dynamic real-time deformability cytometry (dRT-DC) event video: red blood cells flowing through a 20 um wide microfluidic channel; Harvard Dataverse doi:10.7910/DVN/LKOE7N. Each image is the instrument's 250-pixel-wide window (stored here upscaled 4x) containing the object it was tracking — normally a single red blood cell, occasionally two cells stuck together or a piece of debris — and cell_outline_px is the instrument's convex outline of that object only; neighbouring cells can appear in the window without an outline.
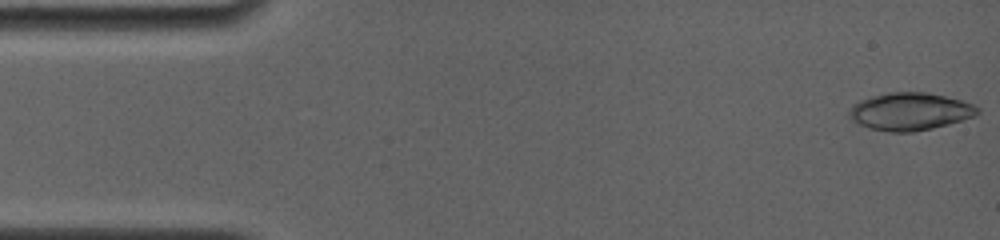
{"species": "common noctule bat (a hibernating species)", "species_latin": "Nyctalus noctula", "temperature_condition": "room temperature", "stored_images_in_passage": 17, "camera_frame_rate_fps": 4000, "um_per_image_px": 0.085, "animal": {"sex": "female", "body_mass_g": 19.0, "forearm_length_mm": 56.7}, "frame": {"image": 1, "passage_image": 1, "time_ms": 0.0, "image_size_px": [1000, 240], "cell_outline_px": [[976, 112], [968, 116], [944, 124], [912, 132], [892, 132], [872, 128], [860, 124], [852, 116], [852, 108], [856, 104], [864, 100], [876, 96], [896, 92], [920, 92], [944, 96], [968, 104], [976, 108]], "centroid_in_image_um": [77.3, 9.48], "position_along_channel_um": 7.7, "area_um2": 25.95}}
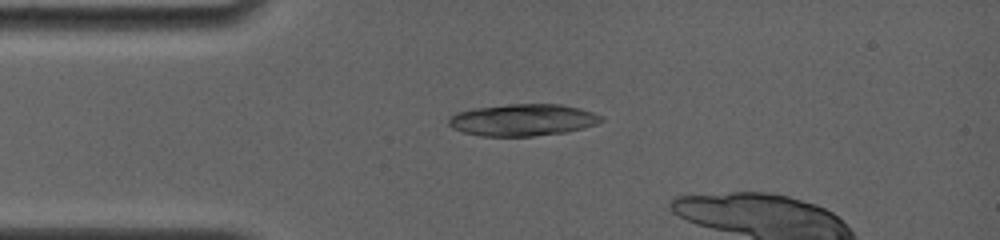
{"frame": {"image": 2, "passage_image": 15, "time_ms": 3.5, "image_size_px": [1000, 240], "cell_outline_px": [[604, 120], [596, 124], [584, 128], [564, 132], [532, 136], [480, 136], [464, 132], [452, 128], [448, 124], [448, 120], [456, 112], [476, 108], [508, 104], [560, 104], [580, 108], [604, 116]], "centroid_in_image_um": [44.45, 10.19], "position_along_channel_um": 40.5, "area_um2": 28.32}}